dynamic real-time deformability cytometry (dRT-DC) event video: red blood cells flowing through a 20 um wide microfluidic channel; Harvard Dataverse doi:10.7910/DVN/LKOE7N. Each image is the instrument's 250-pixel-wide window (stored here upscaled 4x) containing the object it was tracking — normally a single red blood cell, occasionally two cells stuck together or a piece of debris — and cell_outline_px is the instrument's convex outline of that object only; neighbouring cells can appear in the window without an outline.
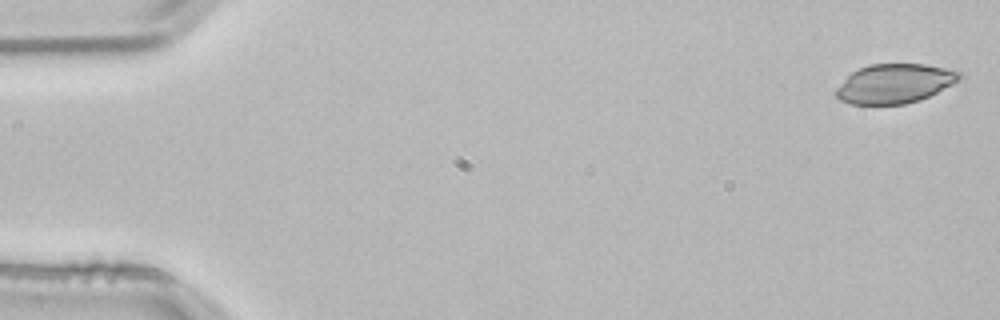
{"species": "common noctule bat (a hibernating species)", "species_latin": "Nyctalus noctula", "temperature_condition": "room temperature", "stored_images_in_passage": 4, "camera_frame_rate_fps": 3000, "um_per_image_px": 0.085, "animal": {"sex": "male", "body_mass_g": 21.5, "forearm_length_mm": 52.0}, "frame": {"image": 1, "passage_image": 1, "time_ms": 0.0, "image_size_px": [1000, 320], "cell_outline_px": [[964, 76], [952, 84], [920, 100], [904, 104], [852, 104], [840, 100], [836, 96], [836, 88], [852, 72], [868, 64], [924, 64], [944, 68], [960, 72]], "centroid_in_image_um": [76.03, 7.1], "position_along_channel_um": 9.0, "area_um2": 27.98}}